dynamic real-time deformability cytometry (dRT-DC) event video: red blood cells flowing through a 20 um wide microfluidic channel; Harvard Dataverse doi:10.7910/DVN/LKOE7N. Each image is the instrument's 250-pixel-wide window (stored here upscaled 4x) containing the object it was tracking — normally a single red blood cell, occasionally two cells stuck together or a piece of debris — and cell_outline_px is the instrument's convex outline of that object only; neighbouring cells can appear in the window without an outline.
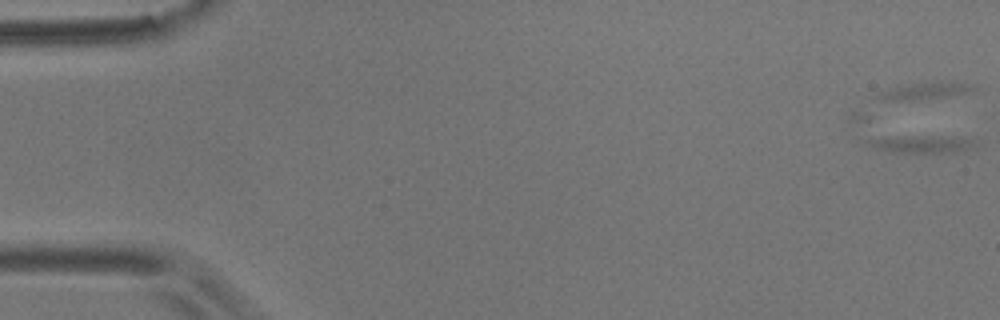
{"species": "common noctule bat (a hibernating species)", "species_latin": "Nyctalus noctula", "temperature_condition": "room temperature", "stored_images_in_passage": 7, "segment_of_instrument_passage": [1, 3], "camera_frame_rate_fps": 3000, "um_per_image_px": 0.085, "animal": {"sex": "male", "body_mass_g": 17.9}, "frame": {"image": 1, "passage_image": 2, "time_ms": 0.333, "image_size_px": [1000, 320], "cell_outline_px": [[976, 148], [956, 152], [892, 152], [856, 140], [864, 136], [948, 136], [972, 140], [976, 144]], "centroid_in_image_um": [78.15, 12.21], "position_along_channel_um": 6.8, "area_um2": 11.39}}